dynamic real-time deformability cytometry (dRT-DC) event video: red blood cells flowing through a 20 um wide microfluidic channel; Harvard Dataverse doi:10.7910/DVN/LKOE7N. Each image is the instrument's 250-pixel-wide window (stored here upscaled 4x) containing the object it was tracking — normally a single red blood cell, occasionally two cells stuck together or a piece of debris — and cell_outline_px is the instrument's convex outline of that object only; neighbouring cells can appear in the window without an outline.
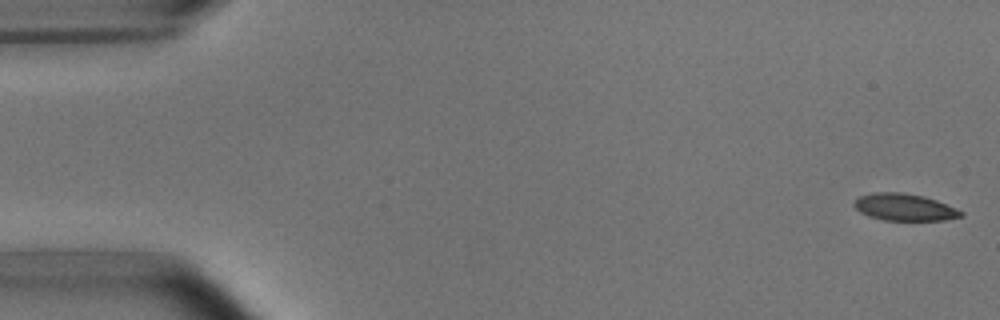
{"species": "common noctule bat (a hibernating species)", "species_latin": "Nyctalus noctula", "temperature_condition": "room temperature", "stored_images_in_passage": 5, "camera_frame_rate_fps": 3000, "um_per_image_px": 0.085, "animal": {"sex": "male", "body_mass_g": 15.6}, "frame": {"image": 1, "passage_image": 1, "time_ms": 0.0, "image_size_px": [1000, 320], "cell_outline_px": [[964, 216], [944, 220], [884, 220], [868, 216], [860, 212], [852, 204], [860, 196], [872, 192], [900, 192], [924, 196], [936, 200], [956, 208], [964, 212]], "centroid_in_image_um": [76.88, 17.61], "position_along_channel_um": 8.1, "area_um2": 16.82}}
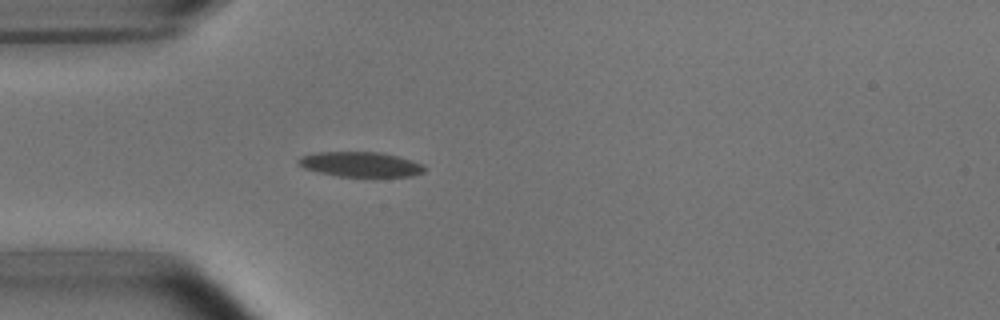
{"frame": {"image": 2, "passage_image": 5, "time_ms": 4.667, "image_size_px": [1000, 320], "cell_outline_px": [[428, 168], [424, 172], [412, 176], [336, 176], [316, 172], [304, 168], [296, 164], [296, 160], [300, 156], [320, 152], [384, 152], [412, 160], [424, 164]], "centroid_in_image_um": [30.65, 13.96], "position_along_channel_um": 54.4, "area_um2": 18.61}}